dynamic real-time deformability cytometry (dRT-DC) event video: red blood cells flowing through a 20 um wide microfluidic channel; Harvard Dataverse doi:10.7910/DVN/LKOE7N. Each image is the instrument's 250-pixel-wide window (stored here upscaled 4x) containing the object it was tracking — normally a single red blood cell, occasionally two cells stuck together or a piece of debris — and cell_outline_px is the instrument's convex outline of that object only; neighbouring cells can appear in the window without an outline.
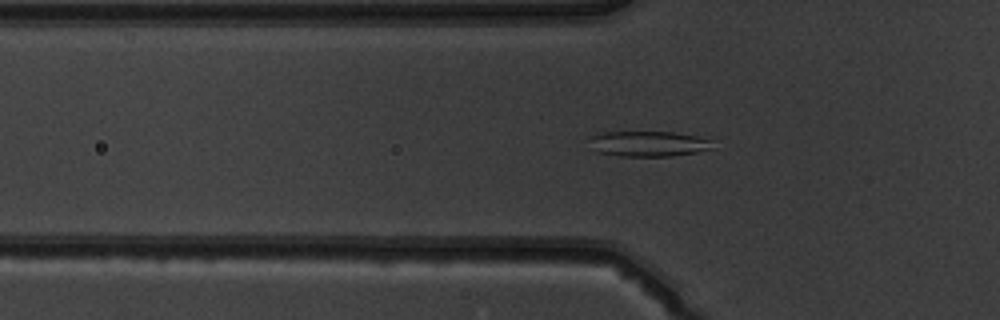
{"species": "common noctule bat (a hibernating species)", "species_latin": "Nyctalus noctula", "temperature_condition": "warm", "stored_images_in_passage": 53, "segment_of_instrument_passage": [1, 2], "camera_frame_rate_fps": 3000, "um_per_image_px": 0.085, "animal": {"sex": "male", "body_mass_g": 19.5, "forearm_length_mm": 54.6}, "frame": {"image": 1, "passage_image": 18, "time_ms": 5.667, "image_size_px": [1000, 320], "cell_outline_px": [[712, 148], [696, 152], [672, 156], [620, 156], [596, 152], [588, 136], [604, 132], [672, 132], [696, 136], [712, 140]], "centroid_in_image_um": [55.1, 12.22], "position_along_channel_um": 70.7, "area_um2": 18.15}}
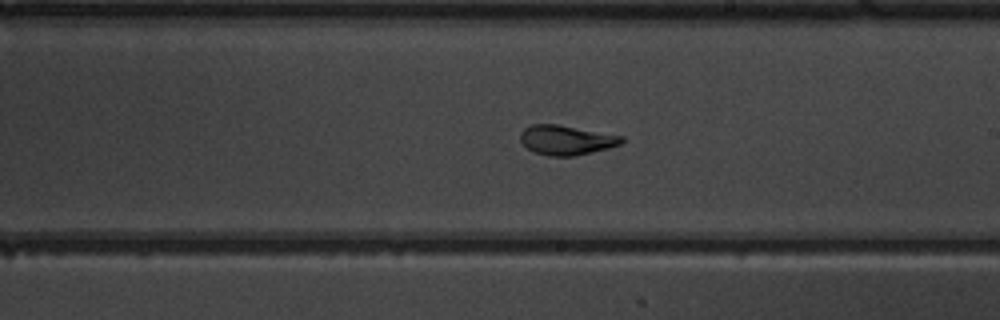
{"frame": {"image": 2, "passage_image": 31, "time_ms": 10.0, "image_size_px": [1000, 320], "cell_outline_px": [[624, 140], [620, 144], [608, 148], [576, 156], [548, 156], [532, 152], [520, 140], [520, 132], [524, 128], [532, 124], [556, 124], [624, 136]], "centroid_in_image_um": [48.12, 11.91], "position_along_channel_um": 240.9, "area_um2": 17.51}}
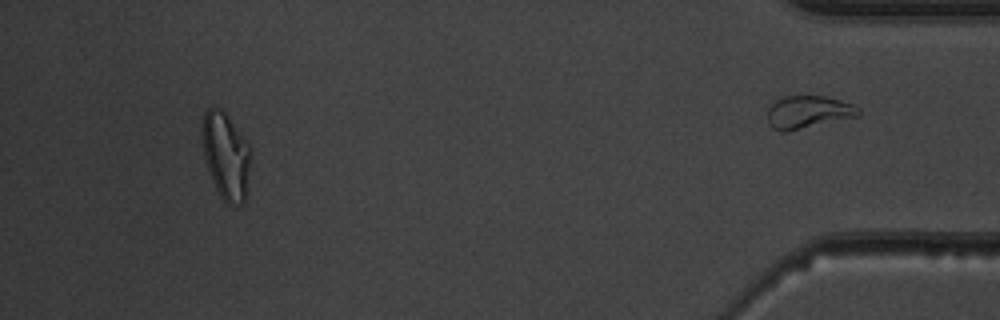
{"frame": {"image": 3, "passage_image": 49, "time_ms": 16.0, "image_size_px": [1000, 320], "cell_outline_px": [[252, 148], [244, 204], [228, 204], [220, 196], [216, 188], [208, 168], [204, 156], [200, 136], [200, 128], [204, 112], [208, 108], [220, 108], [228, 116]], "centroid_in_image_um": [19.19, 13.2], "position_along_channel_um": 416.0, "area_um2": 24.68}}